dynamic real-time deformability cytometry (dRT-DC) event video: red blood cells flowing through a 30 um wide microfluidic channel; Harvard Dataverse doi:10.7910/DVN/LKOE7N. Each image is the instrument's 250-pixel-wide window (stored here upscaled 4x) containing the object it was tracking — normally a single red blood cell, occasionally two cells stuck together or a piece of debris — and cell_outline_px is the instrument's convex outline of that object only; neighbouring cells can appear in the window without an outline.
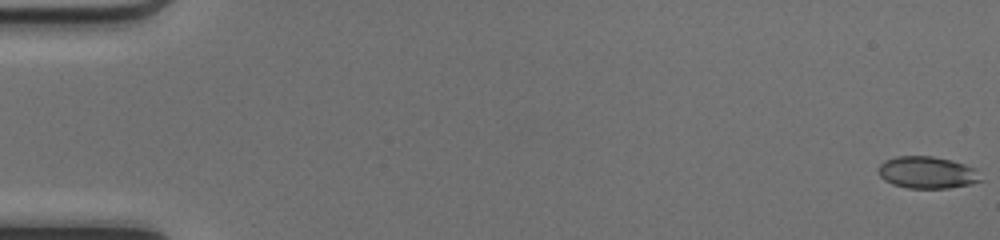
{"species": "common noctule bat (a hibernating species)", "species_latin": "Nyctalus noctula", "temperature_condition": "cold", "stored_images_in_passage": 50, "camera_frame_rate_fps": 3000, "um_per_image_px": 0.085, "animal": {"sex": "female", "body_mass_g": 17.0, "forearm_length_mm": 48.0}, "frame": {"image": 1, "passage_image": 1, "time_ms": 0.0, "image_size_px": [1000, 240], "cell_outline_px": [[984, 180], [972, 184], [948, 188], [908, 188], [892, 184], [884, 180], [880, 176], [876, 168], [884, 160], [896, 156], [932, 156], [952, 160], [976, 168]], "centroid_in_image_um": [78.82, 14.66], "position_along_channel_um": 6.2, "area_um2": 19.42}}
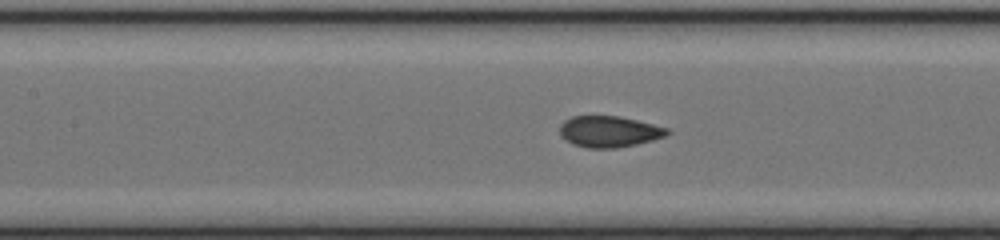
{"frame": {"image": 2, "passage_image": 24, "time_ms": 7.667, "image_size_px": [1000, 240], "cell_outline_px": [[672, 132], [668, 136], [636, 144], [616, 148], [588, 148], [572, 144], [564, 140], [560, 136], [560, 124], [564, 120], [572, 116], [620, 116], [668, 128]], "centroid_in_image_um": [51.77, 11.19], "position_along_channel_um": 155.6, "area_um2": 19.71}}
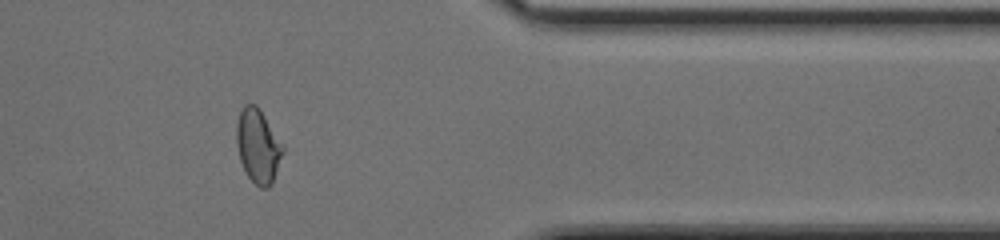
{"frame": {"image": 3, "passage_image": 42, "time_ms": 13.667, "image_size_px": [1000, 240], "cell_outline_px": [[284, 152], [272, 184], [268, 188], [260, 188], [248, 176], [240, 160], [236, 144], [236, 124], [240, 112], [244, 104], [256, 104], [260, 108], [284, 144]], "centroid_in_image_um": [21.95, 12.39], "position_along_channel_um": 389.4, "area_um2": 20.23}, "authors_computed_cell_mechanics": {"area_um2": 19.7098, "velocity_mm_per_s": 4.2043, "shape_relaxation_time_tau1_ms": null, "shape_relaxation_time_tau2_ms": 0.6126, "deformation_change_tau1": null, "deformation_change_tau2": 0.0448}}